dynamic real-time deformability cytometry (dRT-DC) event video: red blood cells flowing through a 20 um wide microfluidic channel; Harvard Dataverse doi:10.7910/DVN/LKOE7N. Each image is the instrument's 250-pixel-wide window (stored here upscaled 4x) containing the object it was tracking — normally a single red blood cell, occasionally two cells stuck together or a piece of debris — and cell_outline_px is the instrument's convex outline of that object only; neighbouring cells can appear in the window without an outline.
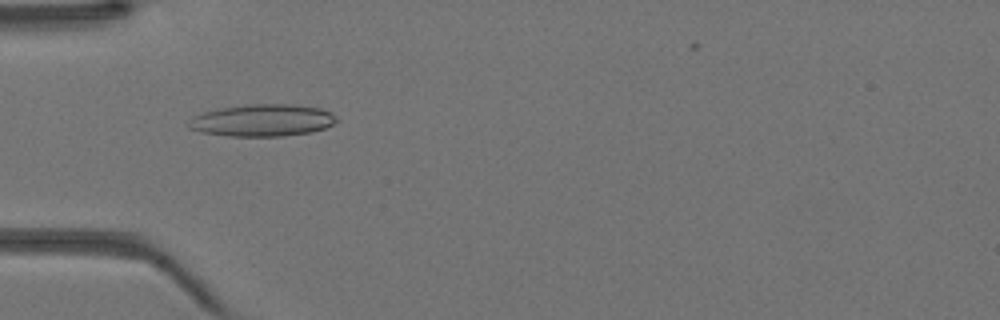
{"species": "Egyptian fruit bat (a non-hibernating species)", "species_latin": "Rousettus aegyptiacus", "temperature_condition": "warm", "stored_images_in_passage": 44, "camera_frame_rate_fps": 3000, "um_per_image_px": 0.085, "animal": {"sex": "female"}, "frame": {"image": 1, "passage_image": 14, "time_ms": 4.333, "image_size_px": [1000, 320], "cell_outline_px": [[336, 120], [332, 124], [324, 128], [312, 132], [280, 136], [228, 136], [200, 132], [188, 128], [188, 124], [192, 116], [216, 108], [248, 104], [296, 104], [320, 108], [332, 112], [336, 116]], "centroid_in_image_um": [22.28, 10.22], "position_along_channel_um": 62.7, "area_um2": 27.86}}
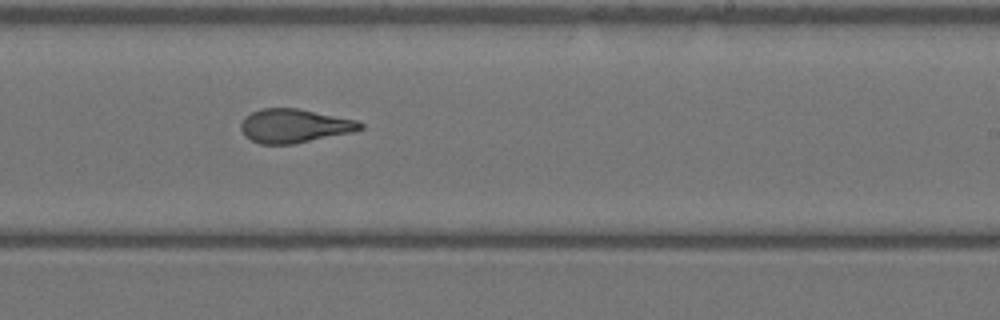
{"frame": {"image": 2, "passage_image": 27, "time_ms": 8.667, "image_size_px": [1000, 320], "cell_outline_px": [[364, 128], [352, 132], [292, 144], [260, 144], [244, 136], [240, 128], [240, 124], [244, 116], [260, 108], [300, 108], [356, 120], [364, 124]], "centroid_in_image_um": [24.99, 10.69], "position_along_channel_um": 264.0, "area_um2": 23.58}}
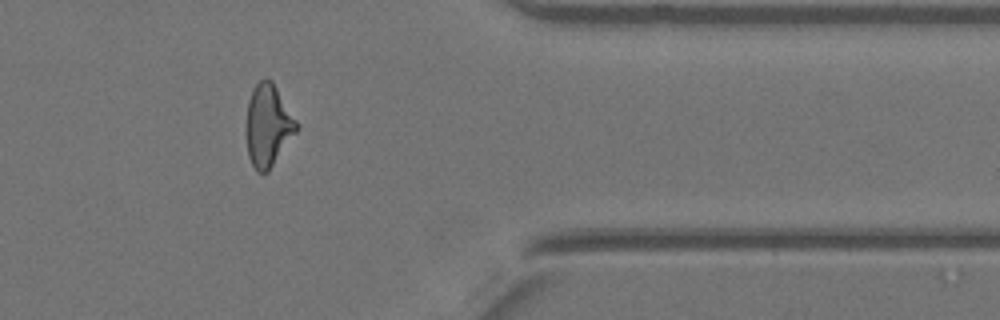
{"frame": {"image": 3, "passage_image": 36, "time_ms": 11.667, "image_size_px": [1000, 320], "cell_outline_px": [[296, 132], [268, 172], [256, 172], [248, 156], [244, 128], [248, 100], [252, 88], [260, 80], [268, 76], [272, 80], [296, 120]], "centroid_in_image_um": [22.72, 10.64], "position_along_channel_um": 388.7, "area_um2": 24.28}}